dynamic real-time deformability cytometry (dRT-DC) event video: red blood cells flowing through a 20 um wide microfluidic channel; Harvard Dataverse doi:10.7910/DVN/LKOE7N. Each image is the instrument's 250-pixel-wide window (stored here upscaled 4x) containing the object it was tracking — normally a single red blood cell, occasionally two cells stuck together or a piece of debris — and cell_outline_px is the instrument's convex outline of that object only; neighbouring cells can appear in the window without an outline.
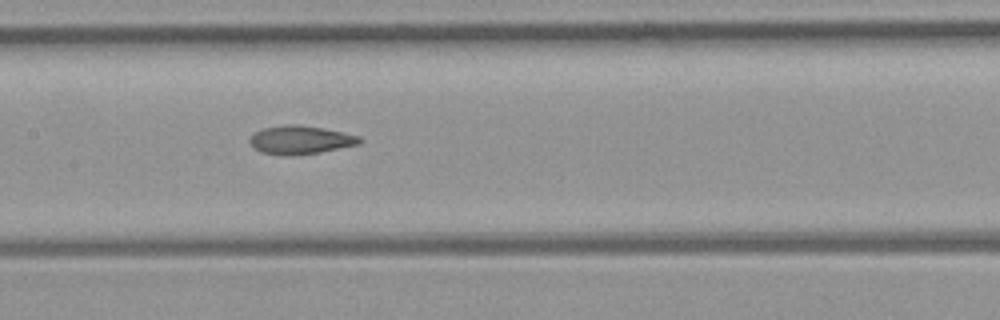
{"species": "common noctule bat (a hibernating species)", "species_latin": "Nyctalus noctula", "temperature_condition": "room temperature", "stored_images_in_passage": 7, "camera_frame_rate_fps": 3000, "um_per_image_px": 0.085, "animal": {"sex": "female", "body_mass_g": 21.9}, "frame": {"image": 1, "passage_image": 7, "time_ms": 7.667, "image_size_px": [1000, 320], "cell_outline_px": [[364, 140], [360, 144], [320, 152], [292, 156], [280, 156], [260, 152], [248, 140], [256, 132], [264, 128], [288, 124], [300, 124], [324, 128], [360, 136]], "centroid_in_image_um": [25.57, 11.9], "position_along_channel_um": 181.8, "area_um2": 18.32}}